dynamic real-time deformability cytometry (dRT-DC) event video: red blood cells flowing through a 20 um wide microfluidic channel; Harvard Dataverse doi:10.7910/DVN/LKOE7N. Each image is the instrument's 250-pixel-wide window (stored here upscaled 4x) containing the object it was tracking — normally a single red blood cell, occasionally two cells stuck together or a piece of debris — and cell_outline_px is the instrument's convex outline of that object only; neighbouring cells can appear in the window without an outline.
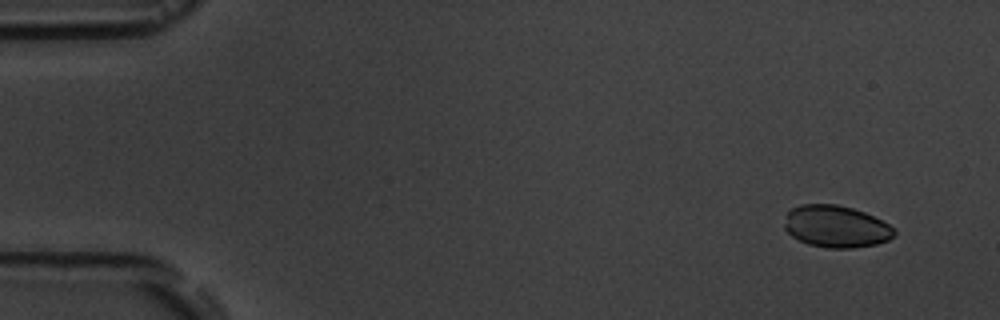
{"species": "common noctule bat (a hibernating species)", "species_latin": "Nyctalus noctula", "temperature_condition": "room temperature", "stored_images_in_passage": 4, "camera_frame_rate_fps": 3000, "um_per_image_px": 0.085, "animal": {"sex": "male", "body_mass_g": 19.5, "forearm_length_mm": 54.6}, "frame": {"image": 1, "passage_image": 1, "time_ms": 0.0, "image_size_px": [1000, 320], "cell_outline_px": [[896, 232], [888, 240], [876, 244], [852, 248], [828, 248], [808, 244], [792, 236], [784, 228], [784, 224], [788, 212], [792, 208], [800, 204], [836, 204], [852, 208], [864, 212], [896, 228]], "centroid_in_image_um": [71.06, 19.25], "position_along_channel_um": 13.9, "area_um2": 26.76}}
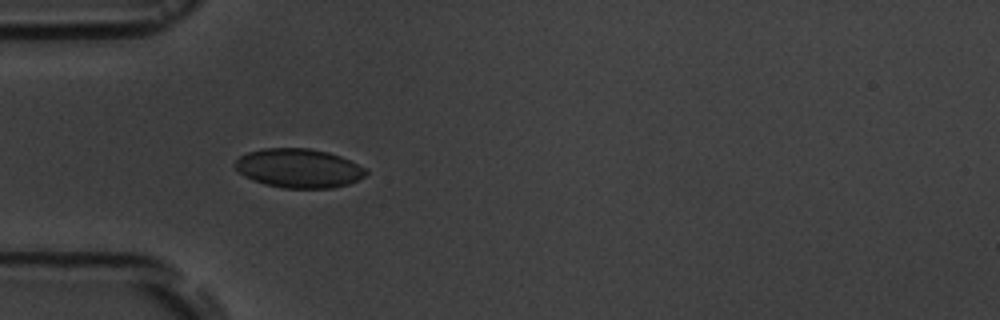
{"frame": {"image": 2, "passage_image": 4, "time_ms": 4.333, "image_size_px": [1000, 320], "cell_outline_px": [[368, 172], [364, 176], [348, 184], [332, 188], [284, 188], [264, 184], [252, 180], [244, 176], [236, 168], [236, 160], [240, 156], [248, 152], [264, 148], [312, 148], [328, 152], [340, 156], [364, 168]], "centroid_in_image_um": [25.37, 14.3], "position_along_channel_um": 59.6, "area_um2": 29.59}}